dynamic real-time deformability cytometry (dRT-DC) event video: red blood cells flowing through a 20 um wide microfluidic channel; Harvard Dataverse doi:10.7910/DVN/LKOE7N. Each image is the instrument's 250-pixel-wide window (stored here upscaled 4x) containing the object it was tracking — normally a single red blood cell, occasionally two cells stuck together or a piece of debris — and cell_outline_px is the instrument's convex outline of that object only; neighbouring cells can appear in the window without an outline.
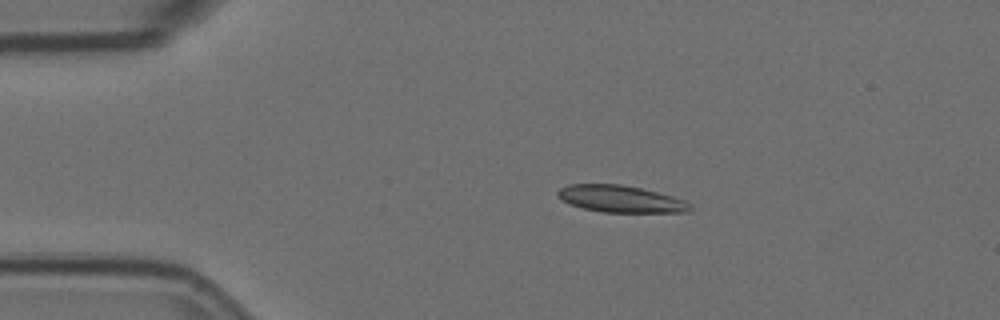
{"species": "Egyptian fruit bat (a non-hibernating species)", "species_latin": "Rousettus aegyptiacus", "temperature_condition": "room temperature", "stored_images_in_passage": 9, "camera_frame_rate_fps": 3000, "um_per_image_px": 0.085, "animal": {"sex": "female"}, "frame": {"image": 1, "passage_image": 1, "time_ms": 0.0, "image_size_px": [1000, 320], "cell_outline_px": [[696, 208], [688, 212], [600, 212], [568, 204], [556, 196], [556, 192], [560, 188], [568, 184], [620, 184], [640, 188], [672, 196], [684, 200]], "centroid_in_image_um": [52.74, 16.91], "position_along_channel_um": 32.3, "area_um2": 20.87}}
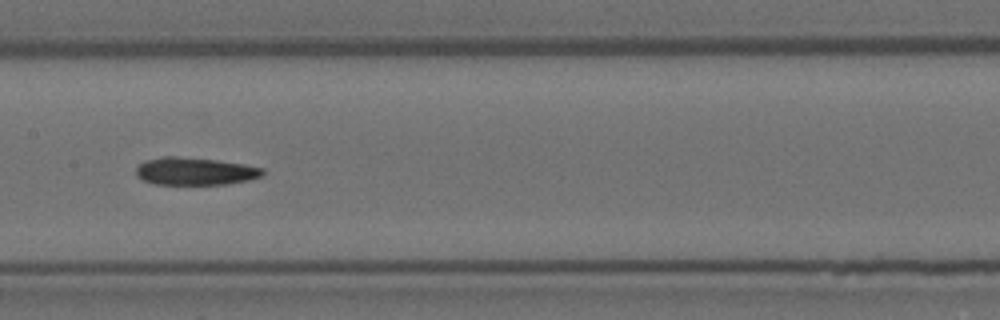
{"frame": {"image": 2, "passage_image": 6, "time_ms": 1.667, "image_size_px": [1000, 320], "cell_outline_px": [[264, 172], [260, 176], [248, 180], [228, 184], [156, 184], [144, 180], [136, 176], [136, 168], [144, 160], [164, 156], [176, 156], [216, 160], [244, 164], [264, 168]], "centroid_in_image_um": [16.56, 14.55], "position_along_channel_um": 190.8, "area_um2": 20.29}}
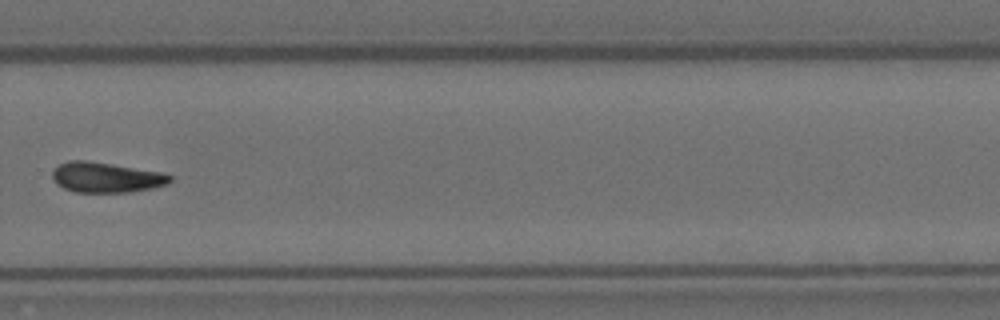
{"frame": {"image": 3, "passage_image": 9, "time_ms": 2.667, "image_size_px": [1000, 320], "cell_outline_px": [[172, 180], [168, 184], [152, 188], [128, 192], [76, 192], [64, 188], [56, 184], [52, 176], [52, 168], [68, 160], [88, 160], [160, 172], [172, 176]], "centroid_in_image_um": [8.98, 15.07], "position_along_channel_um": 320.8, "area_um2": 20.75}}